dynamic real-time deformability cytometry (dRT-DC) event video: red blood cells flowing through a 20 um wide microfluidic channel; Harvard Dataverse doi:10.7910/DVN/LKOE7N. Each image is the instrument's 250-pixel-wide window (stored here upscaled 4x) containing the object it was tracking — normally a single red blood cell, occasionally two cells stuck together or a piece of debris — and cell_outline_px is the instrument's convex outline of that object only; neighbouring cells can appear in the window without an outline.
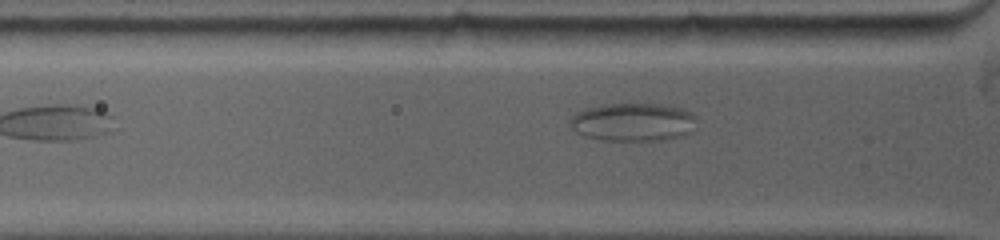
{"species": "common noctule bat (a hibernating species)", "species_latin": "Nyctalus noctula", "temperature_condition": "warm", "stored_images_in_passage": 29, "camera_frame_rate_fps": 5000, "um_per_image_px": 0.085, "animal": {"sex": "female", "body_mass_g": 19.0, "forearm_length_mm": 53.3}, "frame": {"image": 1, "passage_image": 5, "time_ms": 0.4, "image_size_px": [1000, 240], "cell_outline_px": [[696, 120], [688, 132], [676, 136], [644, 140], [608, 140], [588, 136], [576, 132], [568, 124], [568, 120], [576, 112], [584, 108], [604, 104], [660, 104], [684, 108], [692, 112], [696, 116]], "centroid_in_image_um": [53.74, 10.33], "position_along_channel_um": 72.1, "area_um2": 27.69}}
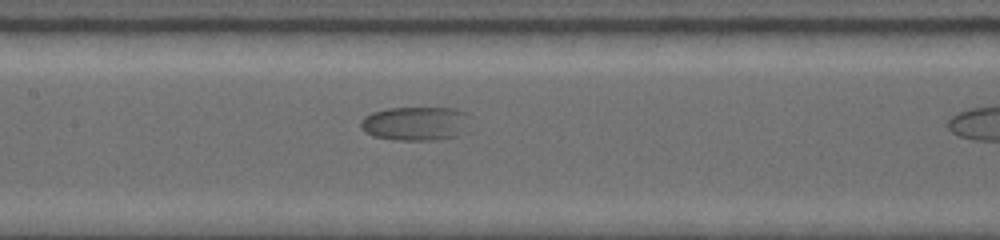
{"frame": {"image": 2, "passage_image": 17, "time_ms": 1.8, "image_size_px": [1000, 240], "cell_outline_px": [[472, 116], [452, 136], [432, 140], [396, 140], [372, 136], [360, 124], [360, 120], [364, 116], [372, 112], [388, 108], [456, 108], [468, 112]], "centroid_in_image_um": [35.26, 10.47], "position_along_channel_um": 172.1, "area_um2": 21.15}}
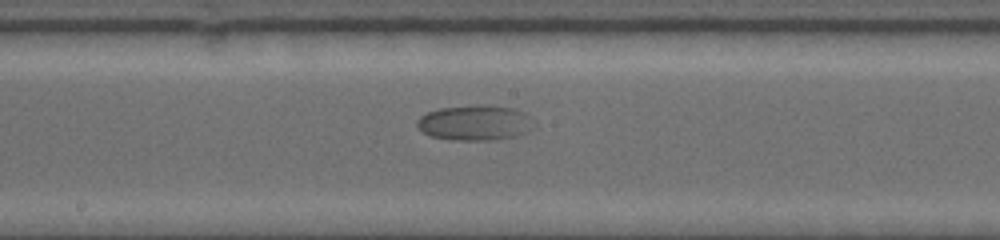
{"frame": {"image": 3, "passage_image": 25, "time_ms": 2.8, "image_size_px": [1000, 240], "cell_outline_px": [[536, 124], [524, 132], [516, 136], [492, 140], [456, 140], [432, 136], [424, 132], [416, 124], [420, 116], [428, 112], [440, 108], [476, 104], [488, 104], [516, 108], [524, 112]], "centroid_in_image_um": [40.4, 10.41], "position_along_channel_um": 207.8, "area_um2": 24.04}}